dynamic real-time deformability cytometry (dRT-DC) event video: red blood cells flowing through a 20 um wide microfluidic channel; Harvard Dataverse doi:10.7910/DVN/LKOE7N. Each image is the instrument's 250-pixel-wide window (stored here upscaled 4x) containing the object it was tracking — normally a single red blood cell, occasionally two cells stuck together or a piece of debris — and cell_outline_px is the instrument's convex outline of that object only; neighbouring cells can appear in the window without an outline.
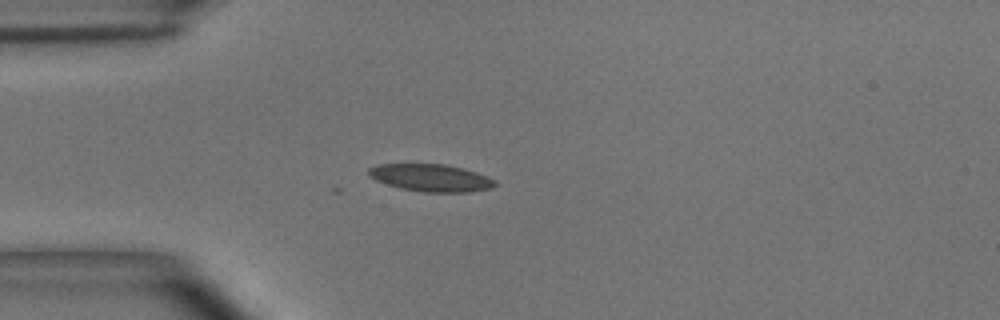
{"species": "common noctule bat (a hibernating species)", "species_latin": "Nyctalus noctula", "temperature_condition": "room temperature", "stored_images_in_passage": 4, "camera_frame_rate_fps": 3000, "um_per_image_px": 0.085, "animal": {"sex": "male", "body_mass_g": 15.6}, "frame": {"image": 1, "passage_image": 1, "time_ms": 0.0, "image_size_px": [1000, 320], "cell_outline_px": [[496, 184], [492, 188], [468, 192], [424, 192], [400, 188], [376, 180], [368, 176], [368, 168], [376, 164], [444, 164], [464, 168], [488, 176], [496, 180]], "centroid_in_image_um": [36.63, 15.11], "position_along_channel_um": 48.4, "area_um2": 20.23}}